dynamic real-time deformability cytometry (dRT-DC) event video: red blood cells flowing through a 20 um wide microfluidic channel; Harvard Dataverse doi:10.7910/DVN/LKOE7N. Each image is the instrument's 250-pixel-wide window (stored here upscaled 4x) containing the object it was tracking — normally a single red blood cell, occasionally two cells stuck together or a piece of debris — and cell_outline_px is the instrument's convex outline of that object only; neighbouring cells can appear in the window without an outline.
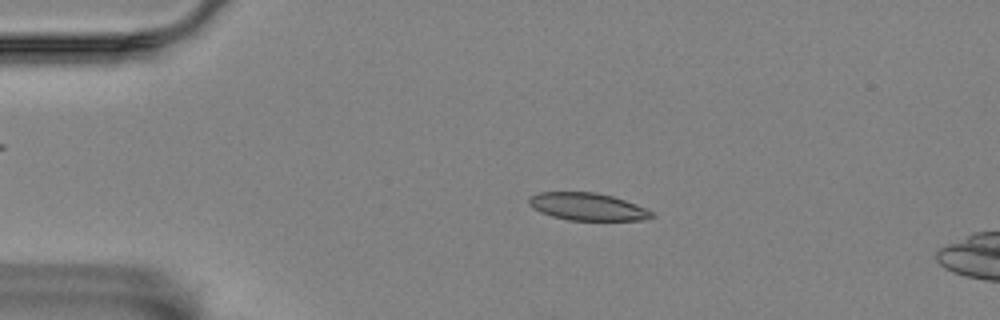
{"species": "Egyptian fruit bat (a non-hibernating species)", "species_latin": "Rousettus aegyptiacus", "temperature_condition": "room temperature", "stored_images_in_passage": 24, "camera_frame_rate_fps": 3000, "um_per_image_px": 0.085, "animal": {"sex": "female"}, "frame": {"image": 1, "passage_image": 1, "time_ms": 0.0, "image_size_px": [1000, 320], "cell_outline_px": [[656, 216], [644, 220], [568, 220], [552, 216], [540, 212], [528, 204], [528, 196], [536, 192], [596, 192], [612, 196], [636, 204], [652, 212]], "centroid_in_image_um": [49.9, 17.56], "position_along_channel_um": 35.1, "area_um2": 19.71}}
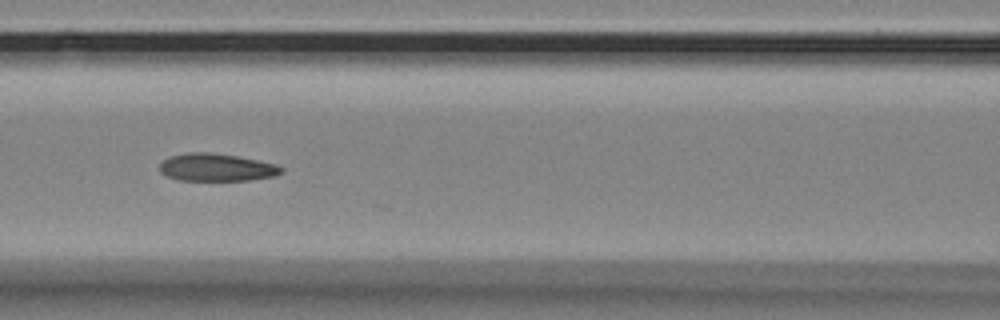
{"frame": {"image": 2, "passage_image": 14, "time_ms": 4.333, "image_size_px": [1000, 320], "cell_outline_px": [[284, 172], [276, 176], [248, 180], [180, 180], [168, 176], [160, 172], [160, 164], [168, 156], [188, 152], [212, 152], [236, 156], [276, 164], [284, 168]], "centroid_in_image_um": [18.42, 14.22], "position_along_channel_um": 148.2, "area_um2": 19.59}}
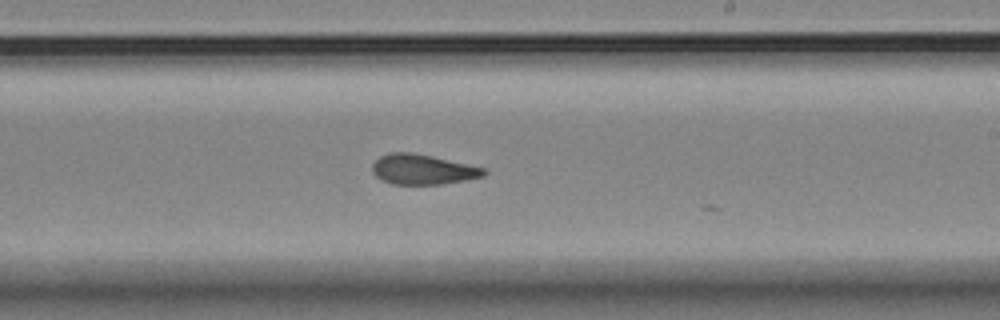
{"frame": {"image": 3, "passage_image": 23, "time_ms": 7.333, "image_size_px": [1000, 320], "cell_outline_px": [[488, 172], [484, 176], [464, 180], [440, 184], [392, 184], [380, 180], [372, 172], [372, 164], [380, 156], [388, 152], [412, 152], [432, 156], [484, 168]], "centroid_in_image_um": [35.88, 14.4], "position_along_channel_um": 253.1, "area_um2": 19.54}}